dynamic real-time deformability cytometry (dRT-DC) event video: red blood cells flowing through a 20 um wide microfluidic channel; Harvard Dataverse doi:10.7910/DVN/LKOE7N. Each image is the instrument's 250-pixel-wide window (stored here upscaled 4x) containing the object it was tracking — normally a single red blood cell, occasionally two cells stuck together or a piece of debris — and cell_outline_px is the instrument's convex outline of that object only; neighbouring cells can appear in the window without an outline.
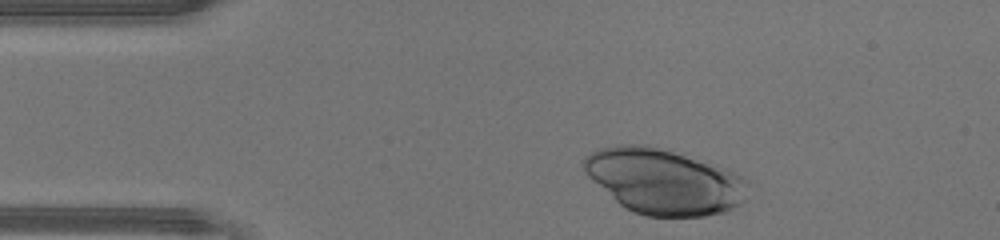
{"species": "human", "species_latin": "Homo sapiens", "temperature_condition": "warm", "stored_images_in_passage": 32, "camera_frame_rate_fps": 3000, "um_per_image_px": 0.085, "donor": {"sex": "male"}, "frame": {"image": 1, "passage_image": 2, "time_ms": 0.333, "image_size_px": [1000, 240], "cell_outline_px": [[748, 200], [724, 212], [704, 216], [644, 216], [624, 208], [592, 180], [584, 172], [584, 156], [600, 148], [616, 144], [648, 144], [672, 148], [708, 160], [744, 176], [748, 180]], "centroid_in_image_um": [56.5, 15.37], "position_along_channel_um": 28.5, "area_um2": 63.98}}